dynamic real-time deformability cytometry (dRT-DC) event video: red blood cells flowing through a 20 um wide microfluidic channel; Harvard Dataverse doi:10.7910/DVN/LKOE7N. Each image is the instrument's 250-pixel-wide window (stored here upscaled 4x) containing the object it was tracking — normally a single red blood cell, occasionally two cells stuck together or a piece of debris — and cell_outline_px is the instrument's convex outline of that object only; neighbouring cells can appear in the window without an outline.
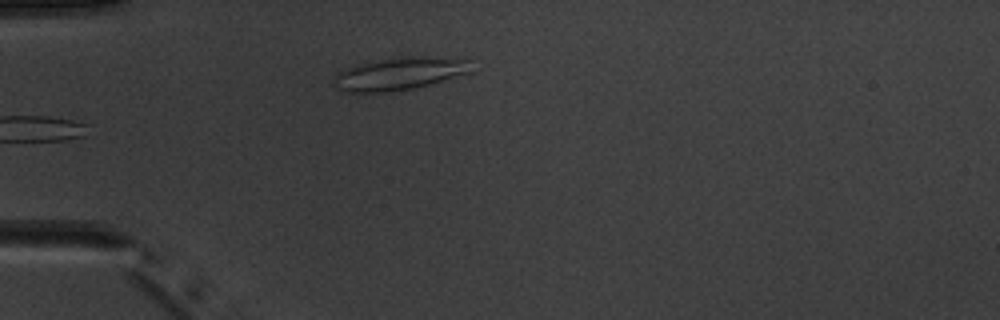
{"species": "common noctule bat (a hibernating species)", "species_latin": "Nyctalus noctula", "temperature_condition": "warm", "stored_images_in_passage": 4, "camera_frame_rate_fps": 3000, "um_per_image_px": 0.085, "animal": {"sex": "male", "body_mass_g": 20.1, "forearm_length_mm": 53.5}, "frame": {"image": 1, "passage_image": 4, "time_ms": 4.333, "image_size_px": [1000, 320], "cell_outline_px": [[476, 72], [412, 88], [388, 92], [356, 96], [336, 88], [332, 84], [332, 76], [344, 68], [356, 64], [376, 60], [408, 56], [440, 56], [468, 60]], "centroid_in_image_um": [33.89, 6.29], "position_along_channel_um": 51.1, "area_um2": 27.28}}